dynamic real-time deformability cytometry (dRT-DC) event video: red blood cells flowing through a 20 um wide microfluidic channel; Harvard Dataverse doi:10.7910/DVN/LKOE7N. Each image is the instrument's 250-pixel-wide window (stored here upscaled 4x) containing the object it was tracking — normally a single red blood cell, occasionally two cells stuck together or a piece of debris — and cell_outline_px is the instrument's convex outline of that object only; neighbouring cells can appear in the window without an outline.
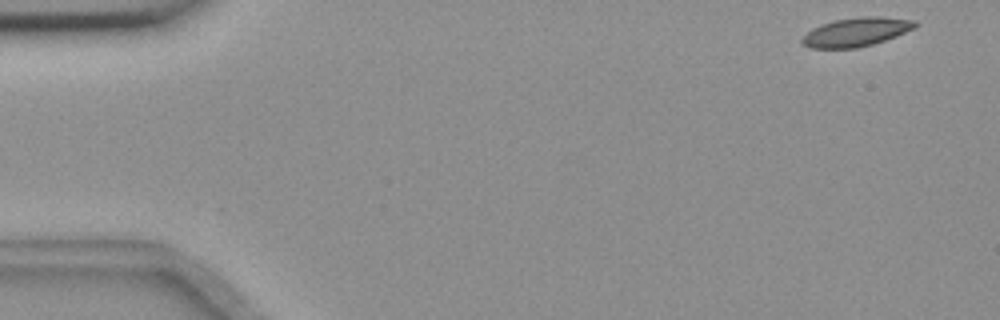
{"species": "common noctule bat (a hibernating species)", "species_latin": "Nyctalus noctula", "temperature_condition": "room temperature", "stored_images_in_passage": 54, "camera_frame_rate_fps": 3000, "um_per_image_px": 0.085, "animal": {"sex": "female", "body_mass_g": 18.4}, "frame": {"image": 1, "passage_image": 1, "time_ms": 0.0, "image_size_px": [1000, 320], "cell_outline_px": [[920, 24], [916, 28], [896, 36], [872, 44], [856, 48], [808, 48], [800, 44], [800, 40], [812, 28], [820, 24], [832, 20], [860, 16], [876, 16], [916, 20]], "centroid_in_image_um": [72.77, 2.71], "position_along_channel_um": 12.2, "area_um2": 19.25}}
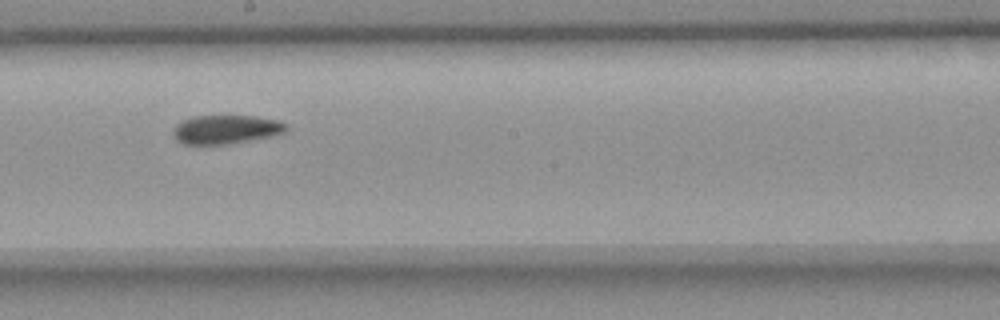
{"frame": {"image": 2, "passage_image": 29, "time_ms": 9.333, "image_size_px": [1000, 320], "cell_outline_px": [[288, 128], [284, 132], [272, 136], [224, 144], [184, 144], [176, 140], [172, 136], [172, 132], [176, 124], [192, 116], [256, 116], [280, 120], [288, 124]], "centroid_in_image_um": [19.21, 10.99], "position_along_channel_um": 229.0, "area_um2": 19.02}}
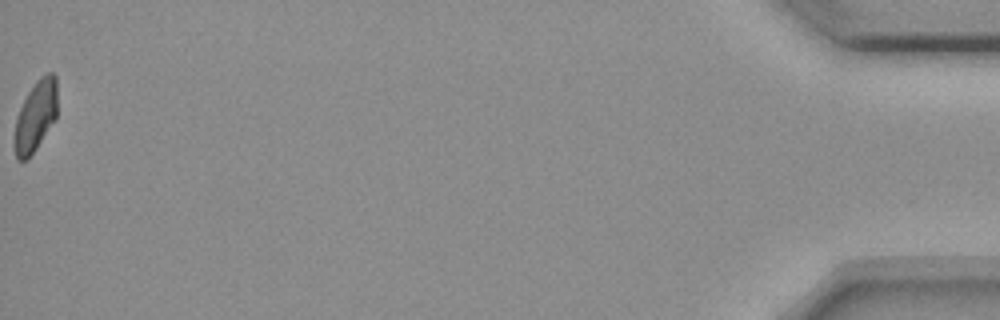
{"frame": {"image": 3, "passage_image": 54, "time_ms": 17.667, "image_size_px": [1000, 320], "cell_outline_px": [[56, 120], [36, 148], [24, 160], [16, 160], [12, 144], [16, 116], [28, 92], [36, 80], [40, 76], [48, 72], [52, 72], [56, 76]], "centroid_in_image_um": [3.0, 9.87], "position_along_channel_um": 432.2, "area_um2": 17.86}, "authors_computed_cell_mechanics": {"area_um2": 19.074, "velocity_mm_per_s": 3.6327, "shape_relaxation_time_tau1_ms": 9.2664, "shape_relaxation_time_tau2_ms": 10.5587, "deformation_change_tau1": 0.1533, "deformation_change_tau2": 0.1313}}